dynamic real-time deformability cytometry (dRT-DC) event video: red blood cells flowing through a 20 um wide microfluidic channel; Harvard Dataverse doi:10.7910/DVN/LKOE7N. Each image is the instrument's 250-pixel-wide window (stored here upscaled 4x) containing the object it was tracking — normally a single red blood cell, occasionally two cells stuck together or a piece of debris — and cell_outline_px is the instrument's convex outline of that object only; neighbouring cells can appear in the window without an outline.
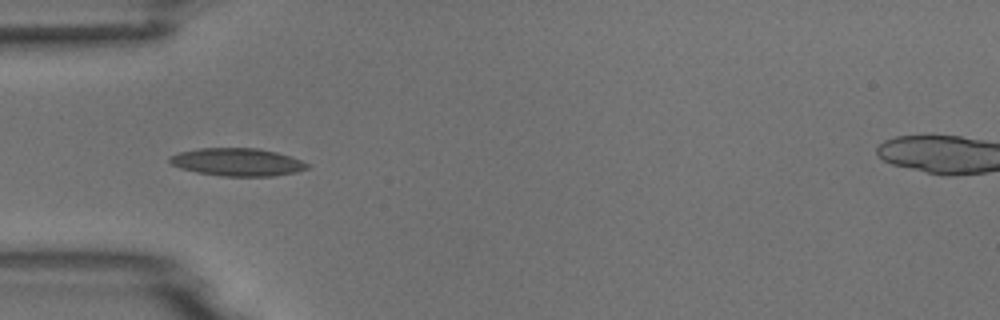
{"species": "common noctule bat (a hibernating species)", "species_latin": "Nyctalus noctula", "temperature_condition": "room temperature", "stored_images_in_passage": 9, "camera_frame_rate_fps": 3000, "um_per_image_px": 0.085, "animal": {"sex": "male", "body_mass_g": 18.8}, "frame": {"image": 1, "passage_image": 4, "time_ms": 4.333, "image_size_px": [1000, 320], "cell_outline_px": [[308, 168], [296, 172], [272, 176], [220, 176], [196, 172], [180, 168], [172, 164], [168, 160], [168, 156], [180, 152], [200, 148], [256, 148], [276, 152], [300, 160], [308, 164]], "centroid_in_image_um": [20.13, 13.78], "position_along_channel_um": 64.9, "area_um2": 22.14}}